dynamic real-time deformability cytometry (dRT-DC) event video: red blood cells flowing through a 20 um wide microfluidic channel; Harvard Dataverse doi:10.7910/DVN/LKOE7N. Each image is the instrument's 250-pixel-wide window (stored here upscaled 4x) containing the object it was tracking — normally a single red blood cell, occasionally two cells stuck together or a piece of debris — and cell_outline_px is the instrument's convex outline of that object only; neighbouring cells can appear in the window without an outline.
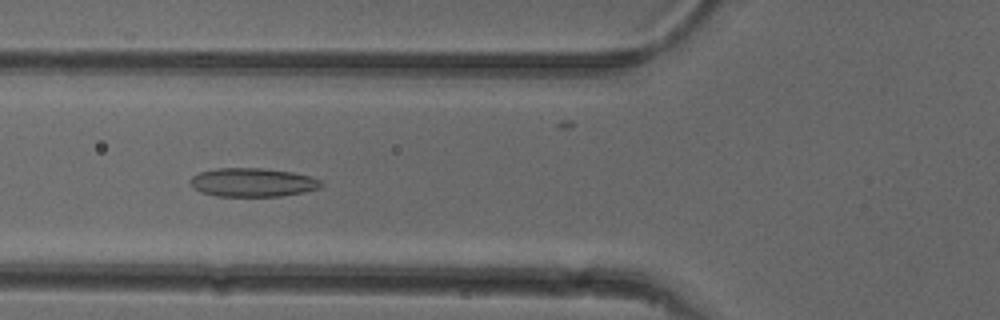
{"species": "common noctule bat (a hibernating species)", "species_latin": "Nyctalus noctula", "temperature_condition": "cold", "stored_images_in_passage": 53, "camera_frame_rate_fps": 3000, "um_per_image_px": 0.085, "animal": {"sex": "female"}, "frame": {"image": 1, "passage_image": 20, "time_ms": 6.333, "image_size_px": [1000, 320], "cell_outline_px": [[324, 184], [320, 188], [304, 192], [280, 196], [216, 196], [200, 192], [192, 184], [192, 176], [200, 172], [216, 168], [260, 168], [292, 172], [308, 176], [320, 180]], "centroid_in_image_um": [21.5, 15.5], "position_along_channel_um": 104.3, "area_um2": 21.68}}
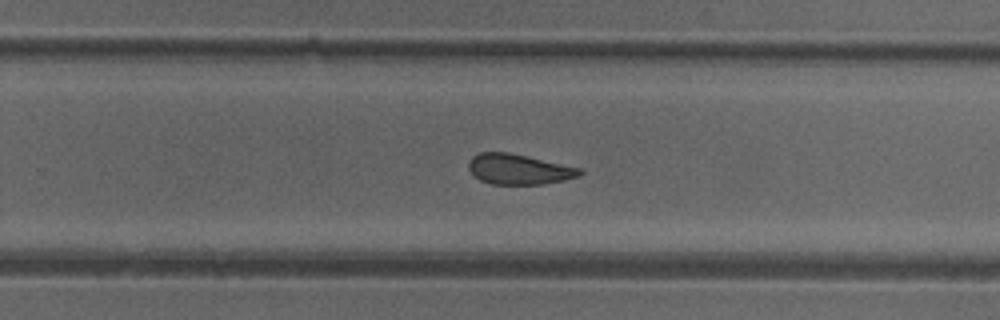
{"frame": {"image": 2, "passage_image": 34, "time_ms": 11.0, "image_size_px": [1000, 320], "cell_outline_px": [[584, 172], [580, 176], [564, 180], [544, 184], [492, 184], [480, 180], [468, 168], [468, 160], [472, 156], [480, 152], [508, 152], [580, 168]], "centroid_in_image_um": [44.09, 14.38], "position_along_channel_um": 285.7, "area_um2": 19.54}}
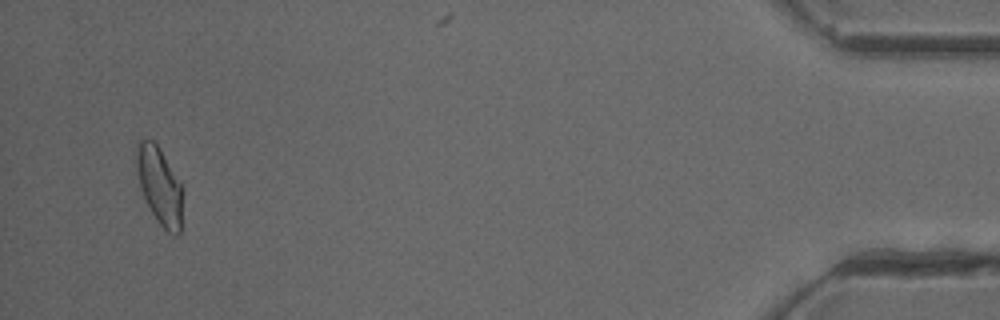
{"frame": {"image": 3, "passage_image": 51, "time_ms": 16.667, "image_size_px": [1000, 320], "cell_outline_px": [[184, 188], [180, 232], [176, 236], [172, 236], [156, 220], [144, 200], [140, 188], [136, 168], [136, 140], [152, 140], [160, 148]], "centroid_in_image_um": [13.57, 15.81], "position_along_channel_um": 421.6, "area_um2": 21.33}, "authors_computed_cell_mechanics": {"area_um2": 21.0392, "velocity_mm_per_s": 3.8894, "shape_relaxation_time_tau1_ms": null, "shape_relaxation_time_tau2_ms": 4.1657, "deformation_change_tau1": null, "deformation_change_tau2": 0.1129}}